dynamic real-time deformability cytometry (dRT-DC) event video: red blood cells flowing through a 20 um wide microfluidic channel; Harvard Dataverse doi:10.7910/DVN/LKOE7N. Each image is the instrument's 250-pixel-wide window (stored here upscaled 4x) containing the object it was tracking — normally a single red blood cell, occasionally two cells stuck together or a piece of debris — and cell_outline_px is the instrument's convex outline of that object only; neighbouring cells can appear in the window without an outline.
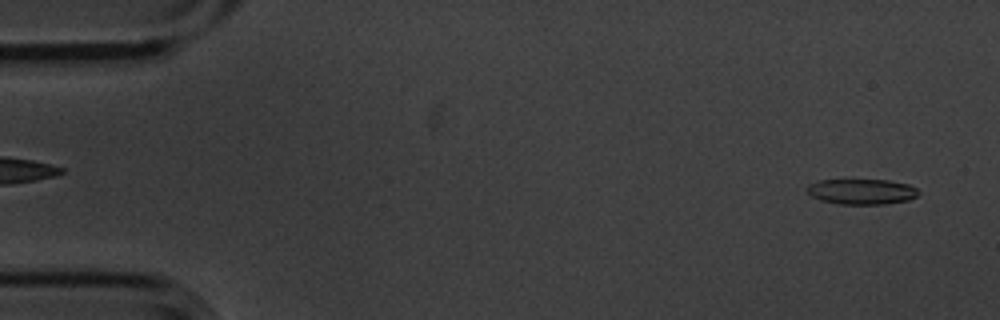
{"species": "common noctule bat (a hibernating species)", "species_latin": "Nyctalus noctula", "temperature_condition": "cold", "stored_images_in_passage": 4, "segment_of_instrument_passage": [2, 2], "camera_frame_rate_fps": 3000, "um_per_image_px": 0.085, "animal": {"sex": "male", "body_mass_g": 20.1, "forearm_length_mm": 53.5}, "frame": {"image": 1, "passage_image": 4, "time_ms": 1.0, "image_size_px": [1000, 320], "cell_outline_px": [[920, 192], [916, 196], [908, 200], [884, 204], [840, 204], [820, 200], [812, 196], [808, 192], [808, 184], [820, 180], [888, 180], [908, 184], [916, 188]], "centroid_in_image_um": [73.25, 16.28], "position_along_channel_um": 11.7, "area_um2": 16.42}}